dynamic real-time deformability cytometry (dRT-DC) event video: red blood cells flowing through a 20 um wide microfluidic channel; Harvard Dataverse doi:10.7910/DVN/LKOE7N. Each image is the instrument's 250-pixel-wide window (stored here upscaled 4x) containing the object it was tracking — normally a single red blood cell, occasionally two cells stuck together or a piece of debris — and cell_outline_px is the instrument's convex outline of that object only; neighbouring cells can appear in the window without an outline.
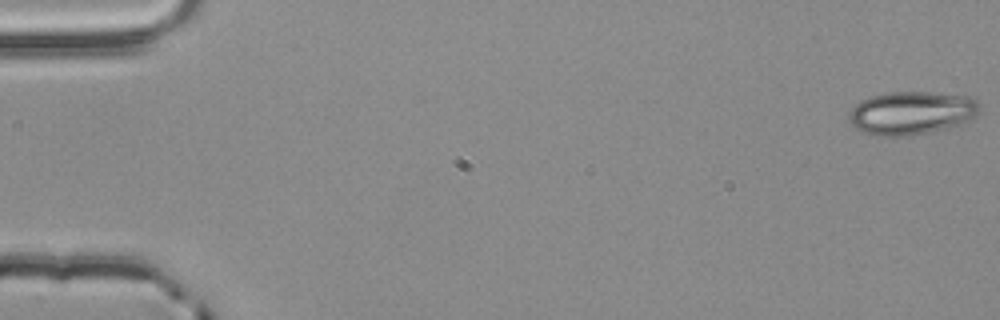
{"species": "common noctule bat (a hibernating species)", "species_latin": "Nyctalus noctula", "temperature_condition": "room temperature", "stored_images_in_passage": 56, "segment_of_instrument_passage": [1, 2], "camera_frame_rate_fps": 3000, "um_per_image_px": 0.085, "animal": {"sex": "male", "body_mass_g": 20.4}, "frame": {"image": 1, "passage_image": 1, "time_ms": 0.0, "image_size_px": [1000, 320], "cell_outline_px": [[980, 112], [960, 124], [928, 132], [904, 136], [880, 136], [860, 132], [848, 120], [848, 112], [860, 100], [872, 96], [888, 92], [928, 92], [968, 96], [976, 100], [980, 104]], "centroid_in_image_um": [77.43, 9.59], "position_along_channel_um": 7.6, "area_um2": 32.83}}
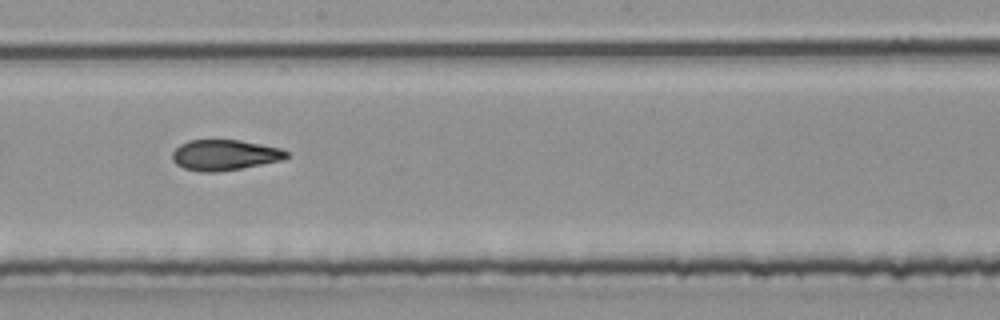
{"frame": {"image": 2, "passage_image": 31, "time_ms": 10.0, "image_size_px": [1000, 320], "cell_outline_px": [[288, 156], [280, 160], [220, 172], [200, 172], [184, 168], [176, 164], [172, 160], [172, 152], [180, 144], [188, 140], [240, 140], [280, 148], [288, 152]], "centroid_in_image_um": [19.04, 13.17], "position_along_channel_um": 229.2, "area_um2": 20.23}}
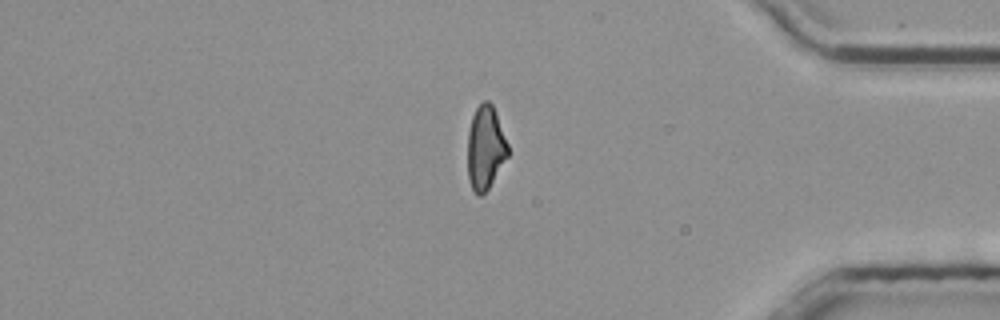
{"frame": {"image": 3, "passage_image": 46, "time_ms": 15.0, "image_size_px": [1000, 320], "cell_outline_px": [[508, 156], [488, 188], [480, 196], [472, 188], [468, 180], [468, 132], [472, 116], [476, 108], [484, 100], [488, 100], [492, 104], [496, 112], [508, 144]], "centroid_in_image_um": [41.26, 12.52], "position_along_channel_um": 393.9, "area_um2": 19.48}}